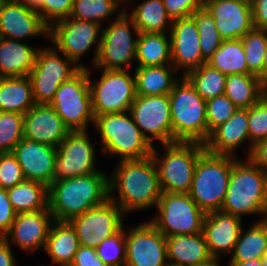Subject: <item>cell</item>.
<instances>
[{
  "label": "cell",
  "instance_id": "1",
  "mask_svg": "<svg viewBox=\"0 0 267 266\" xmlns=\"http://www.w3.org/2000/svg\"><path fill=\"white\" fill-rule=\"evenodd\" d=\"M161 195L158 170L152 156L118 161L114 173L109 175V199L118 204L125 215L156 206Z\"/></svg>",
  "mask_w": 267,
  "mask_h": 266
},
{
  "label": "cell",
  "instance_id": "2",
  "mask_svg": "<svg viewBox=\"0 0 267 266\" xmlns=\"http://www.w3.org/2000/svg\"><path fill=\"white\" fill-rule=\"evenodd\" d=\"M109 199V175H89L53 181L48 187V207L54 221L69 222Z\"/></svg>",
  "mask_w": 267,
  "mask_h": 266
},
{
  "label": "cell",
  "instance_id": "3",
  "mask_svg": "<svg viewBox=\"0 0 267 266\" xmlns=\"http://www.w3.org/2000/svg\"><path fill=\"white\" fill-rule=\"evenodd\" d=\"M221 211L240 218L260 214L261 221L267 219V174L247 157L237 159L232 165Z\"/></svg>",
  "mask_w": 267,
  "mask_h": 266
},
{
  "label": "cell",
  "instance_id": "4",
  "mask_svg": "<svg viewBox=\"0 0 267 266\" xmlns=\"http://www.w3.org/2000/svg\"><path fill=\"white\" fill-rule=\"evenodd\" d=\"M128 113V114H127ZM102 152L121 160H140L152 155L153 147L135 124L129 111L95 116Z\"/></svg>",
  "mask_w": 267,
  "mask_h": 266
},
{
  "label": "cell",
  "instance_id": "5",
  "mask_svg": "<svg viewBox=\"0 0 267 266\" xmlns=\"http://www.w3.org/2000/svg\"><path fill=\"white\" fill-rule=\"evenodd\" d=\"M174 142L207 141L206 101L190 81L182 76L169 93Z\"/></svg>",
  "mask_w": 267,
  "mask_h": 266
},
{
  "label": "cell",
  "instance_id": "6",
  "mask_svg": "<svg viewBox=\"0 0 267 266\" xmlns=\"http://www.w3.org/2000/svg\"><path fill=\"white\" fill-rule=\"evenodd\" d=\"M237 157L205 150L198 158L189 195L205 213L221 210Z\"/></svg>",
  "mask_w": 267,
  "mask_h": 266
},
{
  "label": "cell",
  "instance_id": "7",
  "mask_svg": "<svg viewBox=\"0 0 267 266\" xmlns=\"http://www.w3.org/2000/svg\"><path fill=\"white\" fill-rule=\"evenodd\" d=\"M163 154L153 147L162 192L189 193L199 156L205 151L198 142H174L161 145Z\"/></svg>",
  "mask_w": 267,
  "mask_h": 266
},
{
  "label": "cell",
  "instance_id": "8",
  "mask_svg": "<svg viewBox=\"0 0 267 266\" xmlns=\"http://www.w3.org/2000/svg\"><path fill=\"white\" fill-rule=\"evenodd\" d=\"M132 33L136 37L133 38ZM138 35L139 31L124 7L109 26L102 29L98 58L92 67L96 70H130L136 58Z\"/></svg>",
  "mask_w": 267,
  "mask_h": 266
},
{
  "label": "cell",
  "instance_id": "9",
  "mask_svg": "<svg viewBox=\"0 0 267 266\" xmlns=\"http://www.w3.org/2000/svg\"><path fill=\"white\" fill-rule=\"evenodd\" d=\"M156 209L158 214L149 222L166 237L203 232L206 213L188 193L162 192Z\"/></svg>",
  "mask_w": 267,
  "mask_h": 266
},
{
  "label": "cell",
  "instance_id": "10",
  "mask_svg": "<svg viewBox=\"0 0 267 266\" xmlns=\"http://www.w3.org/2000/svg\"><path fill=\"white\" fill-rule=\"evenodd\" d=\"M87 71L94 116L130 110L137 96L135 74L130 75L129 70L100 69V79L91 80V71Z\"/></svg>",
  "mask_w": 267,
  "mask_h": 266
},
{
  "label": "cell",
  "instance_id": "11",
  "mask_svg": "<svg viewBox=\"0 0 267 266\" xmlns=\"http://www.w3.org/2000/svg\"><path fill=\"white\" fill-rule=\"evenodd\" d=\"M70 131H88L94 123L87 68H81L73 77L62 83L50 102Z\"/></svg>",
  "mask_w": 267,
  "mask_h": 266
},
{
  "label": "cell",
  "instance_id": "12",
  "mask_svg": "<svg viewBox=\"0 0 267 266\" xmlns=\"http://www.w3.org/2000/svg\"><path fill=\"white\" fill-rule=\"evenodd\" d=\"M101 25L91 21H80L71 17L54 23L49 28L50 43L60 52L65 54L80 69L87 68L81 62L86 52L94 47V56L91 59L94 66L100 49Z\"/></svg>",
  "mask_w": 267,
  "mask_h": 266
},
{
  "label": "cell",
  "instance_id": "13",
  "mask_svg": "<svg viewBox=\"0 0 267 266\" xmlns=\"http://www.w3.org/2000/svg\"><path fill=\"white\" fill-rule=\"evenodd\" d=\"M79 70L80 68L72 60L53 45L44 48L40 46L35 65L28 75L35 103L50 104L59 86Z\"/></svg>",
  "mask_w": 267,
  "mask_h": 266
},
{
  "label": "cell",
  "instance_id": "14",
  "mask_svg": "<svg viewBox=\"0 0 267 266\" xmlns=\"http://www.w3.org/2000/svg\"><path fill=\"white\" fill-rule=\"evenodd\" d=\"M87 131H70L57 147L54 181L102 171L96 167V150Z\"/></svg>",
  "mask_w": 267,
  "mask_h": 266
},
{
  "label": "cell",
  "instance_id": "15",
  "mask_svg": "<svg viewBox=\"0 0 267 266\" xmlns=\"http://www.w3.org/2000/svg\"><path fill=\"white\" fill-rule=\"evenodd\" d=\"M129 112L144 137L154 146L173 143L169 95L136 96Z\"/></svg>",
  "mask_w": 267,
  "mask_h": 266
},
{
  "label": "cell",
  "instance_id": "16",
  "mask_svg": "<svg viewBox=\"0 0 267 266\" xmlns=\"http://www.w3.org/2000/svg\"><path fill=\"white\" fill-rule=\"evenodd\" d=\"M124 212L108 199L105 203L72 218L69 223L75 229L79 245L96 248L106 238L123 226Z\"/></svg>",
  "mask_w": 267,
  "mask_h": 266
},
{
  "label": "cell",
  "instance_id": "17",
  "mask_svg": "<svg viewBox=\"0 0 267 266\" xmlns=\"http://www.w3.org/2000/svg\"><path fill=\"white\" fill-rule=\"evenodd\" d=\"M125 266H169L166 236L149 221L125 227Z\"/></svg>",
  "mask_w": 267,
  "mask_h": 266
},
{
  "label": "cell",
  "instance_id": "18",
  "mask_svg": "<svg viewBox=\"0 0 267 266\" xmlns=\"http://www.w3.org/2000/svg\"><path fill=\"white\" fill-rule=\"evenodd\" d=\"M44 36L49 40V27L39 13L19 0H2L0 4V37L23 41Z\"/></svg>",
  "mask_w": 267,
  "mask_h": 266
},
{
  "label": "cell",
  "instance_id": "19",
  "mask_svg": "<svg viewBox=\"0 0 267 266\" xmlns=\"http://www.w3.org/2000/svg\"><path fill=\"white\" fill-rule=\"evenodd\" d=\"M169 35L171 64L182 76L207 63L202 58L199 32L191 16L173 20Z\"/></svg>",
  "mask_w": 267,
  "mask_h": 266
},
{
  "label": "cell",
  "instance_id": "20",
  "mask_svg": "<svg viewBox=\"0 0 267 266\" xmlns=\"http://www.w3.org/2000/svg\"><path fill=\"white\" fill-rule=\"evenodd\" d=\"M53 222L49 207L44 210L17 213L10 231L3 239L27 252L44 249Z\"/></svg>",
  "mask_w": 267,
  "mask_h": 266
},
{
  "label": "cell",
  "instance_id": "21",
  "mask_svg": "<svg viewBox=\"0 0 267 266\" xmlns=\"http://www.w3.org/2000/svg\"><path fill=\"white\" fill-rule=\"evenodd\" d=\"M12 154L21 166L25 180L37 181L47 187L54 181L57 148L23 137Z\"/></svg>",
  "mask_w": 267,
  "mask_h": 266
},
{
  "label": "cell",
  "instance_id": "22",
  "mask_svg": "<svg viewBox=\"0 0 267 266\" xmlns=\"http://www.w3.org/2000/svg\"><path fill=\"white\" fill-rule=\"evenodd\" d=\"M203 6L214 18L223 41L241 39L254 27L252 7L241 0H205Z\"/></svg>",
  "mask_w": 267,
  "mask_h": 266
},
{
  "label": "cell",
  "instance_id": "23",
  "mask_svg": "<svg viewBox=\"0 0 267 266\" xmlns=\"http://www.w3.org/2000/svg\"><path fill=\"white\" fill-rule=\"evenodd\" d=\"M242 218L221 210L206 213L203 234L211 256L219 263L221 253L232 255L243 228Z\"/></svg>",
  "mask_w": 267,
  "mask_h": 266
},
{
  "label": "cell",
  "instance_id": "24",
  "mask_svg": "<svg viewBox=\"0 0 267 266\" xmlns=\"http://www.w3.org/2000/svg\"><path fill=\"white\" fill-rule=\"evenodd\" d=\"M69 132L50 104H35L24 114L23 137L28 140L57 148Z\"/></svg>",
  "mask_w": 267,
  "mask_h": 266
},
{
  "label": "cell",
  "instance_id": "25",
  "mask_svg": "<svg viewBox=\"0 0 267 266\" xmlns=\"http://www.w3.org/2000/svg\"><path fill=\"white\" fill-rule=\"evenodd\" d=\"M249 143L248 157L252 145L248 134V108H238L236 112L223 124L213 129L207 141L204 143L205 150L213 154L235 156L238 147Z\"/></svg>",
  "mask_w": 267,
  "mask_h": 266
},
{
  "label": "cell",
  "instance_id": "26",
  "mask_svg": "<svg viewBox=\"0 0 267 266\" xmlns=\"http://www.w3.org/2000/svg\"><path fill=\"white\" fill-rule=\"evenodd\" d=\"M166 243L169 266H213L217 263L210 254L203 232L169 236Z\"/></svg>",
  "mask_w": 267,
  "mask_h": 266
},
{
  "label": "cell",
  "instance_id": "27",
  "mask_svg": "<svg viewBox=\"0 0 267 266\" xmlns=\"http://www.w3.org/2000/svg\"><path fill=\"white\" fill-rule=\"evenodd\" d=\"M35 48L25 41L0 37V76H28L40 50Z\"/></svg>",
  "mask_w": 267,
  "mask_h": 266
},
{
  "label": "cell",
  "instance_id": "28",
  "mask_svg": "<svg viewBox=\"0 0 267 266\" xmlns=\"http://www.w3.org/2000/svg\"><path fill=\"white\" fill-rule=\"evenodd\" d=\"M79 246L76 231L69 222L51 224L44 251L53 264L70 266Z\"/></svg>",
  "mask_w": 267,
  "mask_h": 266
},
{
  "label": "cell",
  "instance_id": "29",
  "mask_svg": "<svg viewBox=\"0 0 267 266\" xmlns=\"http://www.w3.org/2000/svg\"><path fill=\"white\" fill-rule=\"evenodd\" d=\"M178 73L172 64L136 67L134 72L136 94L138 96L169 95L174 84L179 80Z\"/></svg>",
  "mask_w": 267,
  "mask_h": 266
},
{
  "label": "cell",
  "instance_id": "30",
  "mask_svg": "<svg viewBox=\"0 0 267 266\" xmlns=\"http://www.w3.org/2000/svg\"><path fill=\"white\" fill-rule=\"evenodd\" d=\"M35 104L29 76L1 77L0 111L25 114Z\"/></svg>",
  "mask_w": 267,
  "mask_h": 266
},
{
  "label": "cell",
  "instance_id": "31",
  "mask_svg": "<svg viewBox=\"0 0 267 266\" xmlns=\"http://www.w3.org/2000/svg\"><path fill=\"white\" fill-rule=\"evenodd\" d=\"M169 33H139L136 48V67L171 64Z\"/></svg>",
  "mask_w": 267,
  "mask_h": 266
},
{
  "label": "cell",
  "instance_id": "32",
  "mask_svg": "<svg viewBox=\"0 0 267 266\" xmlns=\"http://www.w3.org/2000/svg\"><path fill=\"white\" fill-rule=\"evenodd\" d=\"M224 94L238 108H250L265 95L264 81L253 74H230Z\"/></svg>",
  "mask_w": 267,
  "mask_h": 266
},
{
  "label": "cell",
  "instance_id": "33",
  "mask_svg": "<svg viewBox=\"0 0 267 266\" xmlns=\"http://www.w3.org/2000/svg\"><path fill=\"white\" fill-rule=\"evenodd\" d=\"M252 225V226H251ZM244 231L235 244L232 257L228 262H247L253 259H262L267 253V219L256 220Z\"/></svg>",
  "mask_w": 267,
  "mask_h": 266
},
{
  "label": "cell",
  "instance_id": "34",
  "mask_svg": "<svg viewBox=\"0 0 267 266\" xmlns=\"http://www.w3.org/2000/svg\"><path fill=\"white\" fill-rule=\"evenodd\" d=\"M129 13L139 33H169L171 29L163 0H143Z\"/></svg>",
  "mask_w": 267,
  "mask_h": 266
},
{
  "label": "cell",
  "instance_id": "35",
  "mask_svg": "<svg viewBox=\"0 0 267 266\" xmlns=\"http://www.w3.org/2000/svg\"><path fill=\"white\" fill-rule=\"evenodd\" d=\"M7 195L16 213L48 208V187L37 181L24 180L7 189Z\"/></svg>",
  "mask_w": 267,
  "mask_h": 266
},
{
  "label": "cell",
  "instance_id": "36",
  "mask_svg": "<svg viewBox=\"0 0 267 266\" xmlns=\"http://www.w3.org/2000/svg\"><path fill=\"white\" fill-rule=\"evenodd\" d=\"M213 69L225 75L251 74L248 71L245 51L241 39L224 40L207 61Z\"/></svg>",
  "mask_w": 267,
  "mask_h": 266
},
{
  "label": "cell",
  "instance_id": "37",
  "mask_svg": "<svg viewBox=\"0 0 267 266\" xmlns=\"http://www.w3.org/2000/svg\"><path fill=\"white\" fill-rule=\"evenodd\" d=\"M123 10L124 5L119 0H73L70 17L80 21L95 22L102 26L104 20H108L116 12L120 14Z\"/></svg>",
  "mask_w": 267,
  "mask_h": 266
},
{
  "label": "cell",
  "instance_id": "38",
  "mask_svg": "<svg viewBox=\"0 0 267 266\" xmlns=\"http://www.w3.org/2000/svg\"><path fill=\"white\" fill-rule=\"evenodd\" d=\"M185 77L205 101L223 95L225 92L227 75L213 69L207 63L189 72Z\"/></svg>",
  "mask_w": 267,
  "mask_h": 266
},
{
  "label": "cell",
  "instance_id": "39",
  "mask_svg": "<svg viewBox=\"0 0 267 266\" xmlns=\"http://www.w3.org/2000/svg\"><path fill=\"white\" fill-rule=\"evenodd\" d=\"M248 71L264 81V57L267 48V31L253 27L242 38Z\"/></svg>",
  "mask_w": 267,
  "mask_h": 266
},
{
  "label": "cell",
  "instance_id": "40",
  "mask_svg": "<svg viewBox=\"0 0 267 266\" xmlns=\"http://www.w3.org/2000/svg\"><path fill=\"white\" fill-rule=\"evenodd\" d=\"M191 17L194 19L199 32L202 58L207 62L223 40L217 31L214 18L204 6L194 11Z\"/></svg>",
  "mask_w": 267,
  "mask_h": 266
},
{
  "label": "cell",
  "instance_id": "41",
  "mask_svg": "<svg viewBox=\"0 0 267 266\" xmlns=\"http://www.w3.org/2000/svg\"><path fill=\"white\" fill-rule=\"evenodd\" d=\"M24 114L0 111V153H12L23 138Z\"/></svg>",
  "mask_w": 267,
  "mask_h": 266
},
{
  "label": "cell",
  "instance_id": "42",
  "mask_svg": "<svg viewBox=\"0 0 267 266\" xmlns=\"http://www.w3.org/2000/svg\"><path fill=\"white\" fill-rule=\"evenodd\" d=\"M95 249L97 256L106 266H125V225L117 233L102 241Z\"/></svg>",
  "mask_w": 267,
  "mask_h": 266
},
{
  "label": "cell",
  "instance_id": "43",
  "mask_svg": "<svg viewBox=\"0 0 267 266\" xmlns=\"http://www.w3.org/2000/svg\"><path fill=\"white\" fill-rule=\"evenodd\" d=\"M238 107L225 95L206 101L207 139L210 132L225 123L236 112Z\"/></svg>",
  "mask_w": 267,
  "mask_h": 266
},
{
  "label": "cell",
  "instance_id": "44",
  "mask_svg": "<svg viewBox=\"0 0 267 266\" xmlns=\"http://www.w3.org/2000/svg\"><path fill=\"white\" fill-rule=\"evenodd\" d=\"M248 134L250 145L267 140V95L248 108Z\"/></svg>",
  "mask_w": 267,
  "mask_h": 266
},
{
  "label": "cell",
  "instance_id": "45",
  "mask_svg": "<svg viewBox=\"0 0 267 266\" xmlns=\"http://www.w3.org/2000/svg\"><path fill=\"white\" fill-rule=\"evenodd\" d=\"M73 0H44L36 10L50 28L54 23L71 16Z\"/></svg>",
  "mask_w": 267,
  "mask_h": 266
},
{
  "label": "cell",
  "instance_id": "46",
  "mask_svg": "<svg viewBox=\"0 0 267 266\" xmlns=\"http://www.w3.org/2000/svg\"><path fill=\"white\" fill-rule=\"evenodd\" d=\"M24 180L16 157L12 153H0V187L7 190Z\"/></svg>",
  "mask_w": 267,
  "mask_h": 266
},
{
  "label": "cell",
  "instance_id": "47",
  "mask_svg": "<svg viewBox=\"0 0 267 266\" xmlns=\"http://www.w3.org/2000/svg\"><path fill=\"white\" fill-rule=\"evenodd\" d=\"M168 16L173 20L190 17L203 6L201 0H163Z\"/></svg>",
  "mask_w": 267,
  "mask_h": 266
},
{
  "label": "cell",
  "instance_id": "48",
  "mask_svg": "<svg viewBox=\"0 0 267 266\" xmlns=\"http://www.w3.org/2000/svg\"><path fill=\"white\" fill-rule=\"evenodd\" d=\"M16 214L8 199L7 190L0 187V238L10 231Z\"/></svg>",
  "mask_w": 267,
  "mask_h": 266
},
{
  "label": "cell",
  "instance_id": "49",
  "mask_svg": "<svg viewBox=\"0 0 267 266\" xmlns=\"http://www.w3.org/2000/svg\"><path fill=\"white\" fill-rule=\"evenodd\" d=\"M70 266H106L97 256L96 249L80 245Z\"/></svg>",
  "mask_w": 267,
  "mask_h": 266
},
{
  "label": "cell",
  "instance_id": "50",
  "mask_svg": "<svg viewBox=\"0 0 267 266\" xmlns=\"http://www.w3.org/2000/svg\"><path fill=\"white\" fill-rule=\"evenodd\" d=\"M247 158L267 174V140L254 143Z\"/></svg>",
  "mask_w": 267,
  "mask_h": 266
},
{
  "label": "cell",
  "instance_id": "51",
  "mask_svg": "<svg viewBox=\"0 0 267 266\" xmlns=\"http://www.w3.org/2000/svg\"><path fill=\"white\" fill-rule=\"evenodd\" d=\"M252 18L255 28L267 31V0H257L252 6Z\"/></svg>",
  "mask_w": 267,
  "mask_h": 266
},
{
  "label": "cell",
  "instance_id": "52",
  "mask_svg": "<svg viewBox=\"0 0 267 266\" xmlns=\"http://www.w3.org/2000/svg\"><path fill=\"white\" fill-rule=\"evenodd\" d=\"M11 246L12 244L0 238V266H18Z\"/></svg>",
  "mask_w": 267,
  "mask_h": 266
},
{
  "label": "cell",
  "instance_id": "53",
  "mask_svg": "<svg viewBox=\"0 0 267 266\" xmlns=\"http://www.w3.org/2000/svg\"><path fill=\"white\" fill-rule=\"evenodd\" d=\"M227 266H263V262L256 258L247 262H229Z\"/></svg>",
  "mask_w": 267,
  "mask_h": 266
},
{
  "label": "cell",
  "instance_id": "54",
  "mask_svg": "<svg viewBox=\"0 0 267 266\" xmlns=\"http://www.w3.org/2000/svg\"><path fill=\"white\" fill-rule=\"evenodd\" d=\"M21 3L25 4L27 7L37 10L44 2V0H19Z\"/></svg>",
  "mask_w": 267,
  "mask_h": 266
},
{
  "label": "cell",
  "instance_id": "55",
  "mask_svg": "<svg viewBox=\"0 0 267 266\" xmlns=\"http://www.w3.org/2000/svg\"><path fill=\"white\" fill-rule=\"evenodd\" d=\"M267 80V48L264 57V82Z\"/></svg>",
  "mask_w": 267,
  "mask_h": 266
},
{
  "label": "cell",
  "instance_id": "56",
  "mask_svg": "<svg viewBox=\"0 0 267 266\" xmlns=\"http://www.w3.org/2000/svg\"><path fill=\"white\" fill-rule=\"evenodd\" d=\"M241 1L250 7H252L257 2V0H241Z\"/></svg>",
  "mask_w": 267,
  "mask_h": 266
},
{
  "label": "cell",
  "instance_id": "57",
  "mask_svg": "<svg viewBox=\"0 0 267 266\" xmlns=\"http://www.w3.org/2000/svg\"><path fill=\"white\" fill-rule=\"evenodd\" d=\"M263 266H267V253L262 258Z\"/></svg>",
  "mask_w": 267,
  "mask_h": 266
},
{
  "label": "cell",
  "instance_id": "58",
  "mask_svg": "<svg viewBox=\"0 0 267 266\" xmlns=\"http://www.w3.org/2000/svg\"><path fill=\"white\" fill-rule=\"evenodd\" d=\"M121 3H123V5H124V3H126V5H124V6H126V7H128L127 6V4H129V3H131V0H119Z\"/></svg>",
  "mask_w": 267,
  "mask_h": 266
},
{
  "label": "cell",
  "instance_id": "59",
  "mask_svg": "<svg viewBox=\"0 0 267 266\" xmlns=\"http://www.w3.org/2000/svg\"><path fill=\"white\" fill-rule=\"evenodd\" d=\"M265 85V91H267V80L264 82Z\"/></svg>",
  "mask_w": 267,
  "mask_h": 266
},
{
  "label": "cell",
  "instance_id": "60",
  "mask_svg": "<svg viewBox=\"0 0 267 266\" xmlns=\"http://www.w3.org/2000/svg\"><path fill=\"white\" fill-rule=\"evenodd\" d=\"M213 266H221V265H220V263H216V264H215V265H213Z\"/></svg>",
  "mask_w": 267,
  "mask_h": 266
}]
</instances>
